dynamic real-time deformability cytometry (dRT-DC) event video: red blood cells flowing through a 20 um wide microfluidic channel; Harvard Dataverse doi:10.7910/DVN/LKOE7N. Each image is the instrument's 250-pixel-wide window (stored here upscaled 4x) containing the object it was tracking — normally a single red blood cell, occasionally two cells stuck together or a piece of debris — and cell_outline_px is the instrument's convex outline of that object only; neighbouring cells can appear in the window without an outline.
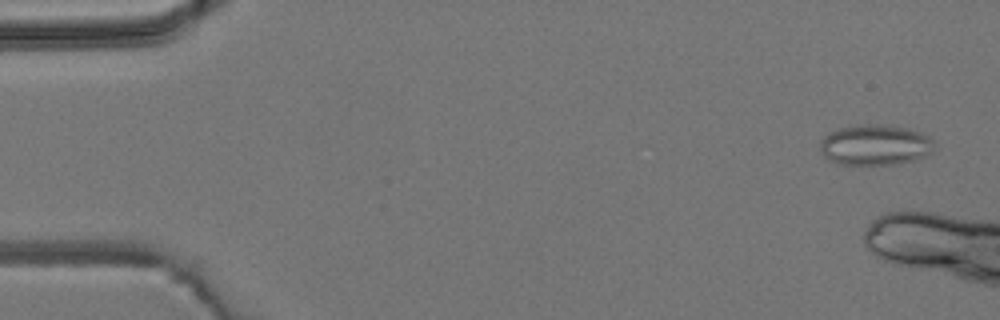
{"species": "common noctule bat (a hibernating species)", "species_latin": "Nyctalus noctula", "temperature_condition": "room temperature", "stored_images_in_passage": 6, "camera_frame_rate_fps": 3000, "um_per_image_px": 0.085, "animal": {"sex": "male", "body_mass_g": 19.2, "forearm_length_mm": 51.8}, "frame": {"image": 1, "passage_image": 1, "time_ms": 0.0, "image_size_px": [1000, 320], "cell_outline_px": [[936, 148], [932, 152], [924, 156], [900, 164], [840, 164], [828, 160], [820, 152], [820, 140], [824, 136], [840, 128], [868, 124], [892, 124], [908, 128], [920, 132], [928, 136], [936, 144]], "centroid_in_image_um": [74.42, 12.31], "position_along_channel_um": 10.6, "area_um2": 27.22}}